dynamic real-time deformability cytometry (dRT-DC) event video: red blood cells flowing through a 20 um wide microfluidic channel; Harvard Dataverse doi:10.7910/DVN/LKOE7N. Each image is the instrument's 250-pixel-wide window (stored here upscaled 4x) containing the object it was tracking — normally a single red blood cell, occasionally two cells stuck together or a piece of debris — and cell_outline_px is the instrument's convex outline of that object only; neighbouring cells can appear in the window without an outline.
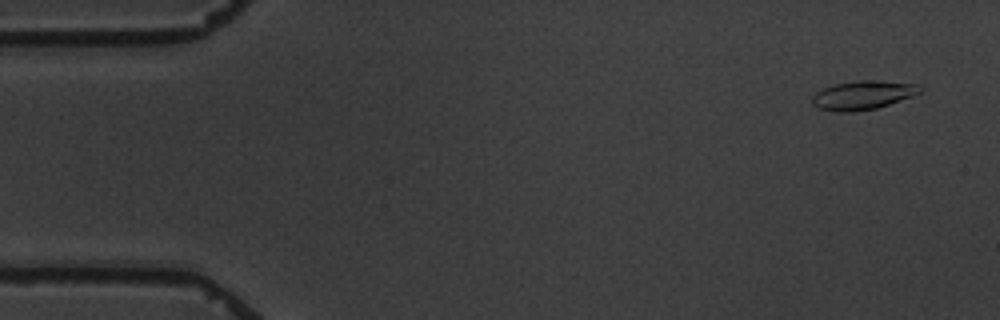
{"species": "common noctule bat (a hibernating species)", "species_latin": "Nyctalus noctula", "temperature_condition": "warm", "stored_images_in_passage": 3, "camera_frame_rate_fps": 3000, "um_per_image_px": 0.085, "animal": {"sex": "male", "body_mass_g": 19.5, "forearm_length_mm": 54.6}, "frame": {"image": 1, "passage_image": 1, "time_ms": 0.0, "image_size_px": [1000, 320], "cell_outline_px": [[920, 92], [912, 96], [876, 108], [856, 112], [836, 112], [820, 108], [812, 104], [812, 96], [816, 92], [824, 88], [836, 84], [856, 80], [880, 80], [916, 84], [920, 88]], "centroid_in_image_um": [73.31, 8.09], "position_along_channel_um": 11.7, "area_um2": 17.98}}